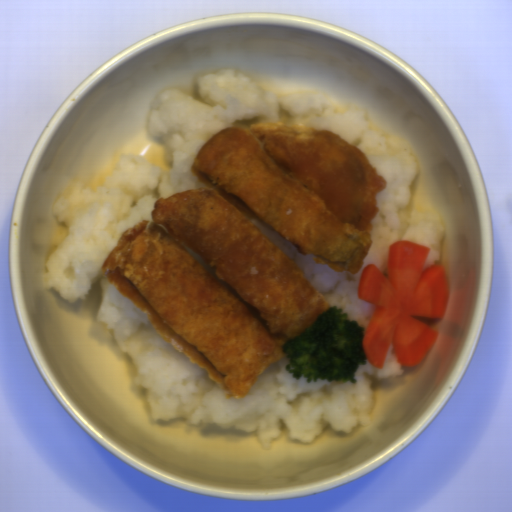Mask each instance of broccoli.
Wrapping results in <instances>:
<instances>
[{
	"instance_id": "1706d50b",
	"label": "broccoli",
	"mask_w": 512,
	"mask_h": 512,
	"mask_svg": "<svg viewBox=\"0 0 512 512\" xmlns=\"http://www.w3.org/2000/svg\"><path fill=\"white\" fill-rule=\"evenodd\" d=\"M363 331L348 313L331 304L310 326L283 344L282 352L289 361L285 371L298 381L303 375L307 384L318 378L329 383H357L356 373L367 358L362 349Z\"/></svg>"
}]
</instances>
